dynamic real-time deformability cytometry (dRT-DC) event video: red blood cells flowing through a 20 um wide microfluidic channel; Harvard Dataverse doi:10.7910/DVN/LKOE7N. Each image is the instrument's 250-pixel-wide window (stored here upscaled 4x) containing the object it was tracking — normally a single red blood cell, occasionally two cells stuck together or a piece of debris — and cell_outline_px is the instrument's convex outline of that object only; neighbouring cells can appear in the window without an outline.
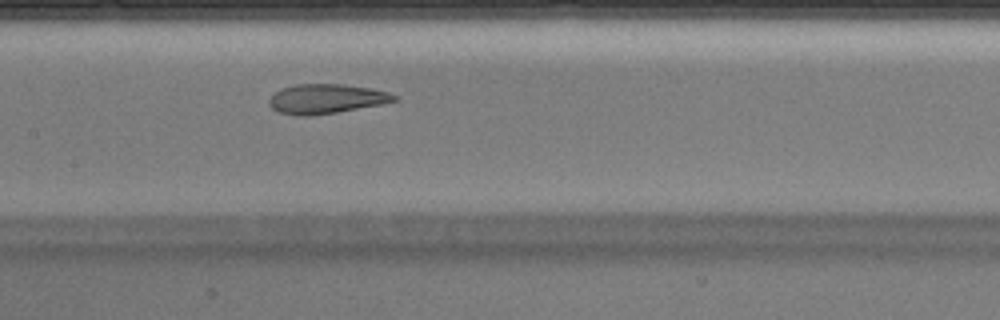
{"species": "Egyptian fruit bat (a non-hibernating species)", "species_latin": "Rousettus aegyptiacus", "temperature_condition": "warm", "stored_images_in_passage": 41, "camera_frame_rate_fps": 3000, "um_per_image_px": 0.085, "animal": {"sex": "male"}, "frame": {"image": 1, "passage_image": 18, "time_ms": 5.667, "image_size_px": [1000, 320], "cell_outline_px": [[396, 100], [380, 104], [336, 112], [304, 116], [280, 112], [272, 108], [268, 104], [268, 100], [276, 92], [284, 88], [296, 84], [344, 84], [372, 88], [388, 92], [396, 96]], "centroid_in_image_um": [27.72, 8.38], "position_along_channel_um": 179.7, "area_um2": 21.1}}
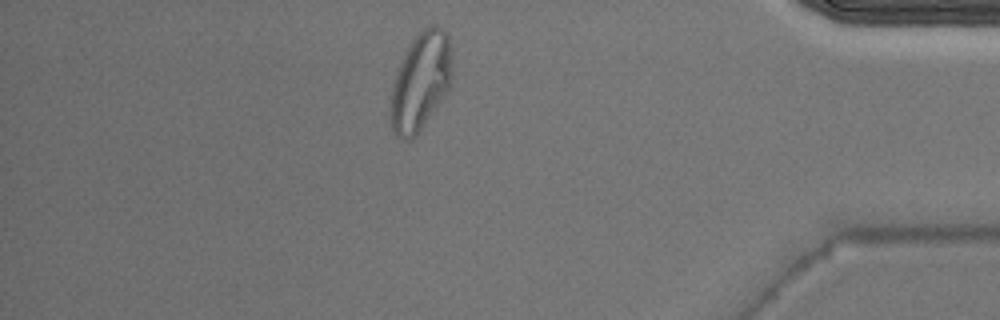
{"frame": {"image": 2, "passage_image": 35, "time_ms": 11.333, "image_size_px": [1000, 320], "cell_outline_px": [[452, 76], [448, 88], [444, 96], [420, 128], [408, 140], [404, 140], [396, 136], [392, 128], [392, 88], [396, 76], [408, 48], [416, 36], [428, 24], [436, 24], [444, 28], [448, 36], [452, 72]], "centroid_in_image_um": [35.79, 6.87], "position_along_channel_um": 399.4, "area_um2": 33.76}}